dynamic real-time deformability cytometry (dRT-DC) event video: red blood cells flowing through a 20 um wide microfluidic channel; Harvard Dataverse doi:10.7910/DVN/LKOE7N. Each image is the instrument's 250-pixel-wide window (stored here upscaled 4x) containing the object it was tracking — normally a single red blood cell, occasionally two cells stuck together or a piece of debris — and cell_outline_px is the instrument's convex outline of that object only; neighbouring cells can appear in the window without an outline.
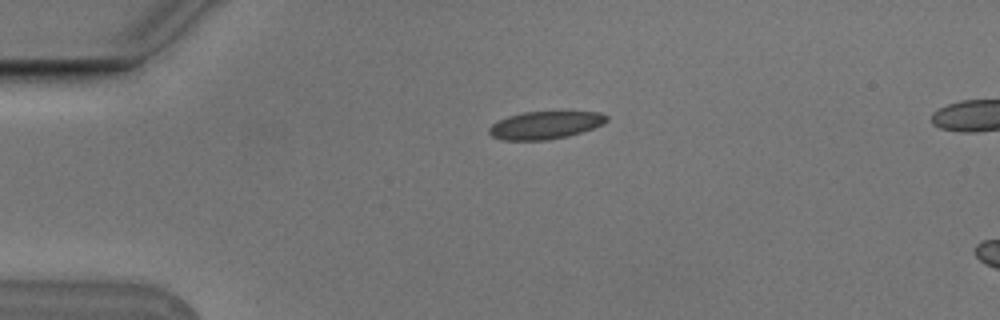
{"species": "Egyptian fruit bat (a non-hibernating species)", "species_latin": "Rousettus aegyptiacus", "temperature_condition": "cold", "stored_images_in_passage": 3, "camera_frame_rate_fps": 3000, "um_per_image_px": 0.085, "animal": {"sex": "male"}, "frame": {"image": 1, "passage_image": 1, "time_ms": 0.0, "image_size_px": [1000, 320], "cell_outline_px": [[608, 120], [604, 124], [568, 136], [548, 140], [500, 140], [492, 136], [488, 132], [488, 128], [492, 124], [508, 116], [524, 112], [600, 112], [608, 116]], "centroid_in_image_um": [46.33, 10.64], "position_along_channel_um": 38.7, "area_um2": 18.9}}